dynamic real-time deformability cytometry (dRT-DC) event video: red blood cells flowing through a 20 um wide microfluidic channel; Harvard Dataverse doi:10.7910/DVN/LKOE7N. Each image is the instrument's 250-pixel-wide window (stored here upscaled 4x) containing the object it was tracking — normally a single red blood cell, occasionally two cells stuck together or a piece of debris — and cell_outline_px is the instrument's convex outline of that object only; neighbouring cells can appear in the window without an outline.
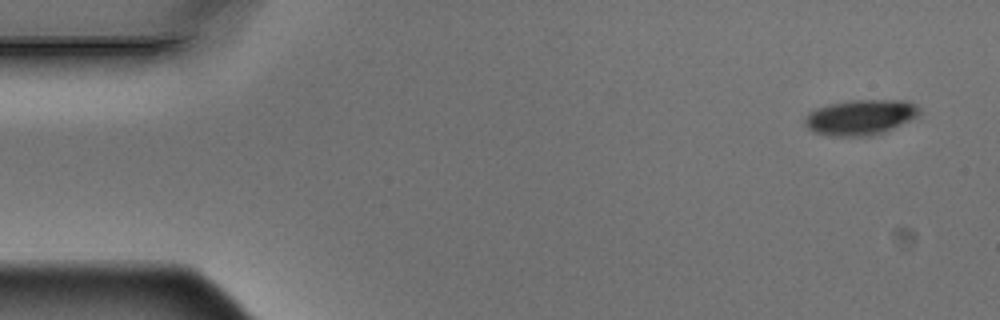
{"species": "Egyptian fruit bat (a non-hibernating species)", "species_latin": "Rousettus aegyptiacus", "temperature_condition": "warm", "stored_images_in_passage": 8, "camera_frame_rate_fps": 3000, "um_per_image_px": 0.085, "animal": {"sex": "male"}, "frame": {"image": 1, "passage_image": 1, "time_ms": 0.0, "image_size_px": [1000, 320], "cell_outline_px": [[920, 112], [916, 116], [884, 132], [872, 136], [832, 136], [812, 132], [804, 124], [804, 116], [808, 112], [816, 108], [828, 104], [848, 100], [908, 100], [916, 104], [920, 108]], "centroid_in_image_um": [73.09, 9.96], "position_along_channel_um": 11.9, "area_um2": 23.76}}
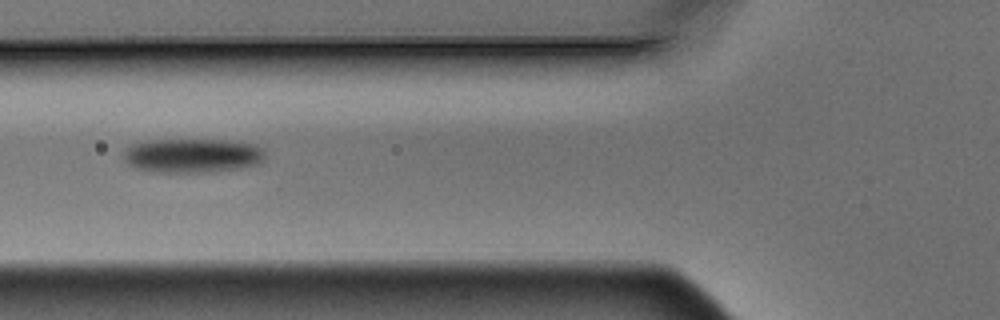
{"frame": {"image": 2, "passage_image": 6, "time_ms": 1.667, "image_size_px": [1000, 320], "cell_outline_px": [[264, 160], [260, 164], [240, 168], [212, 172], [160, 172], [136, 168], [128, 164], [124, 160], [124, 152], [132, 144], [148, 140], [240, 140], [256, 144], [264, 148]], "centroid_in_image_um": [16.44, 13.21], "position_along_channel_um": 109.4, "area_um2": 28.55}}
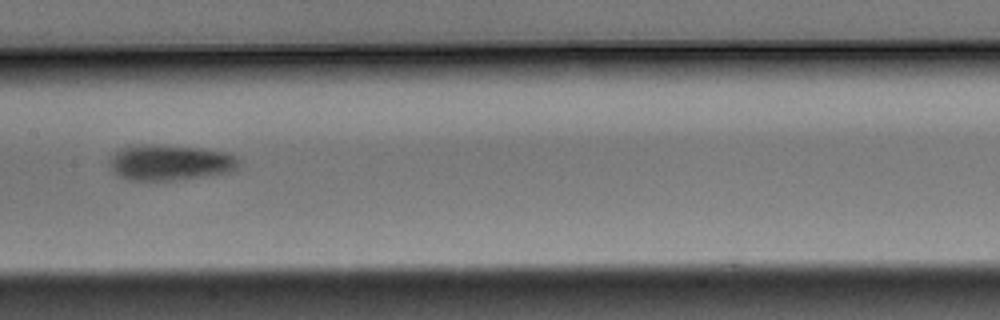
{"frame": {"image": 3, "passage_image": 8, "time_ms": 2.333, "image_size_px": [1000, 320], "cell_outline_px": [[236, 168], [228, 172], [204, 176], [176, 180], [128, 180], [116, 176], [112, 172], [108, 164], [108, 160], [120, 148], [136, 144], [160, 144], [204, 148], [224, 152], [232, 156], [236, 160]], "centroid_in_image_um": [14.32, 13.8], "position_along_channel_um": 193.1, "area_um2": 26.99}}